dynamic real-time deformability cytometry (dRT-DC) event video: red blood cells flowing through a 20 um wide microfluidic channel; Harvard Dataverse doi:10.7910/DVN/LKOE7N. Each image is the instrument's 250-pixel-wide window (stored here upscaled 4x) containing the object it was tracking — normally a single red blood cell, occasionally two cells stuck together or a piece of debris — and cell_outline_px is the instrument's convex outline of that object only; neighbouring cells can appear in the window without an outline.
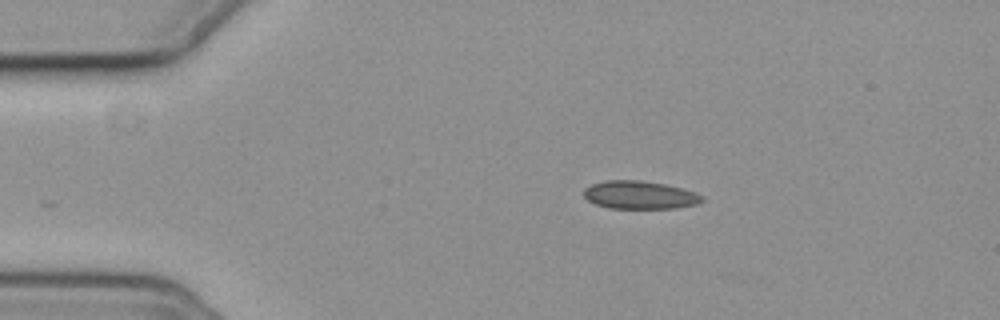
{"species": "common noctule bat (a hibernating species)", "species_latin": "Nyctalus noctula", "temperature_condition": "cold", "stored_images_in_passage": 35, "camera_frame_rate_fps": 3000, "um_per_image_px": 0.085, "animal": {"sex": "female", "body_mass_g": 19.3, "forearm_length_mm": 54.1}, "frame": {"image": 1, "passage_image": 1, "time_ms": 0.0, "image_size_px": [1000, 320], "cell_outline_px": [[704, 200], [696, 204], [676, 208], [608, 208], [596, 204], [588, 200], [584, 196], [584, 188], [592, 184], [604, 180], [640, 180], [664, 184], [680, 188], [692, 192], [700, 196]], "centroid_in_image_um": [54.31, 16.57], "position_along_channel_um": 30.7, "area_um2": 19.07}}
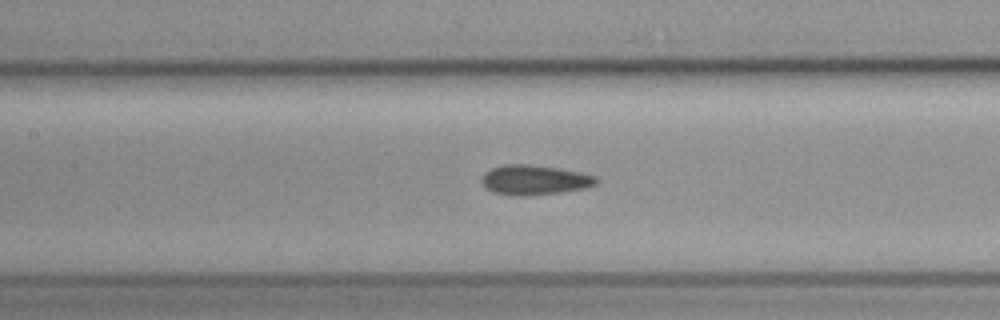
{"frame": {"image": 2, "passage_image": 16, "time_ms": 5.0, "image_size_px": [1000, 320], "cell_outline_px": [[600, 180], [596, 184], [584, 188], [564, 192], [528, 196], [516, 196], [492, 192], [480, 180], [484, 172], [492, 168], [504, 164], [528, 164], [560, 168], [580, 172], [596, 176]], "centroid_in_image_um": [45.45, 15.29], "position_along_channel_um": 162.0, "area_um2": 20.11}}
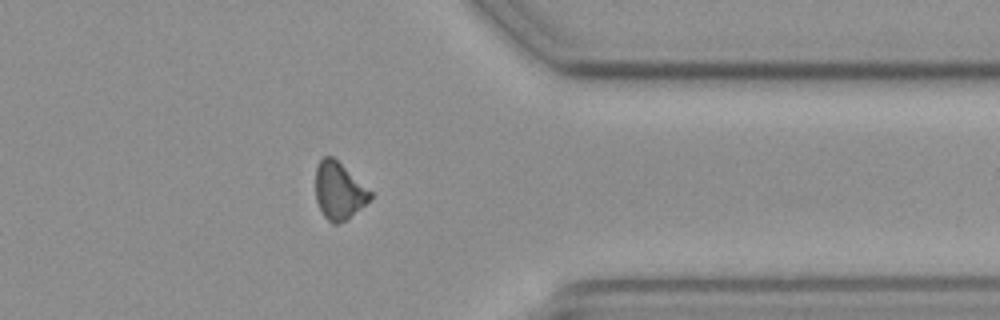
{"frame": {"image": 3, "passage_image": 35, "time_ms": 11.333, "image_size_px": [1000, 320], "cell_outline_px": [[372, 196], [348, 220], [336, 224], [332, 224], [324, 216], [316, 200], [316, 168], [320, 160], [324, 156], [332, 156], [372, 192]], "centroid_in_image_um": [28.79, 16.24], "position_along_channel_um": 382.6, "area_um2": 17.92}, "authors_computed_cell_mechanics": {"area_um2": 19.363, "velocity_mm_per_s": 3.6808, "shape_relaxation_time_tau1_ms": null, "shape_relaxation_time_tau2_ms": 5.0819, "deformation_change_tau1": null, "deformation_change_tau2": 0.0732}}